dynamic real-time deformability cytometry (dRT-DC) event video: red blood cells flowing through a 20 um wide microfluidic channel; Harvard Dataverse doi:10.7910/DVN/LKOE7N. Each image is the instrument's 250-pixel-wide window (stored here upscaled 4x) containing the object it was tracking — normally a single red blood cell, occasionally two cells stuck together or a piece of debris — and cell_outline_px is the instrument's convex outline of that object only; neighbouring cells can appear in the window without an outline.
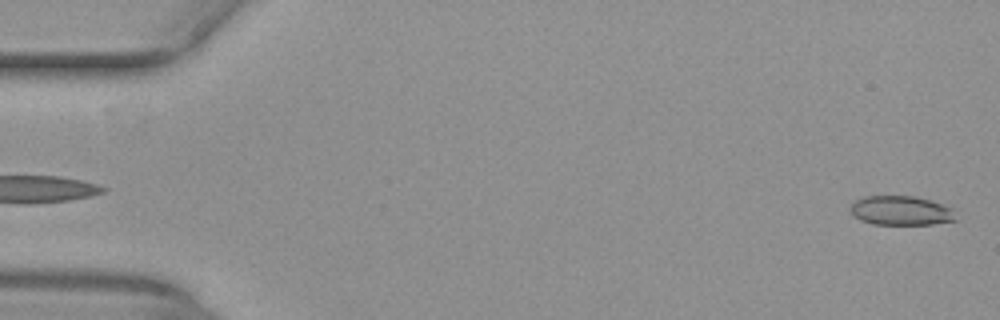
{"species": "common noctule bat (a hibernating species)", "species_latin": "Nyctalus noctula", "temperature_condition": "warm", "stored_images_in_passage": 11, "camera_frame_rate_fps": 3000, "um_per_image_px": 0.085, "animal": {"sex": "female", "body_mass_g": 29.2, "forearm_length_mm": 56.3}, "frame": {"image": 1, "passage_image": 1, "time_ms": 0.0, "image_size_px": [1000, 320], "cell_outline_px": [[956, 220], [932, 224], [872, 224], [860, 220], [852, 216], [848, 208], [856, 200], [864, 196], [916, 196], [952, 208]], "centroid_in_image_um": [76.51, 17.9], "position_along_channel_um": 8.5, "area_um2": 17.98}}